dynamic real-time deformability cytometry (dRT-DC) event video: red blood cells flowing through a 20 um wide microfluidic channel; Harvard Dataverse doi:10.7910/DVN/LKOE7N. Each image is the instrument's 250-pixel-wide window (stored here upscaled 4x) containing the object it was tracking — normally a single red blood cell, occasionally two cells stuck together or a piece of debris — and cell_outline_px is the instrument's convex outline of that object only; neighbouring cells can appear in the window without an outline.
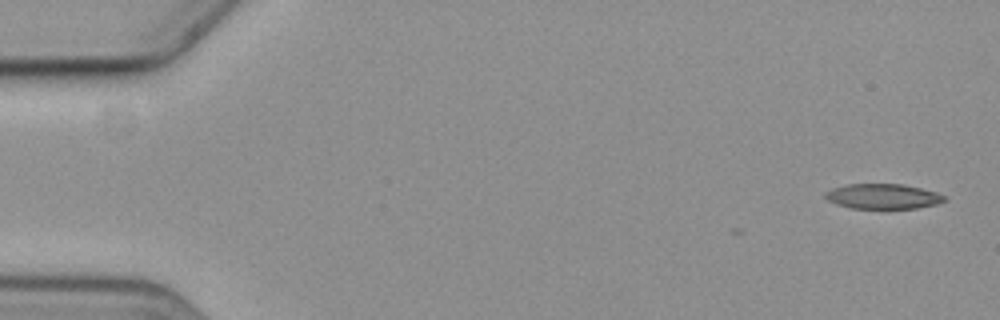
{"species": "common noctule bat (a hibernating species)", "species_latin": "Nyctalus noctula", "temperature_condition": "cold", "stored_images_in_passage": 3, "camera_frame_rate_fps": 3000, "um_per_image_px": 0.085, "animal": {"sex": "female", "body_mass_g": 19.3, "forearm_length_mm": 54.1}, "frame": {"image": 1, "passage_image": 1, "time_ms": 0.0, "image_size_px": [1000, 320], "cell_outline_px": [[948, 200], [936, 204], [916, 208], [852, 208], [836, 204], [828, 200], [824, 196], [824, 192], [832, 188], [848, 184], [904, 184], [936, 192], [948, 196]], "centroid_in_image_um": [75.07, 16.68], "position_along_channel_um": 9.9, "area_um2": 17.46}}